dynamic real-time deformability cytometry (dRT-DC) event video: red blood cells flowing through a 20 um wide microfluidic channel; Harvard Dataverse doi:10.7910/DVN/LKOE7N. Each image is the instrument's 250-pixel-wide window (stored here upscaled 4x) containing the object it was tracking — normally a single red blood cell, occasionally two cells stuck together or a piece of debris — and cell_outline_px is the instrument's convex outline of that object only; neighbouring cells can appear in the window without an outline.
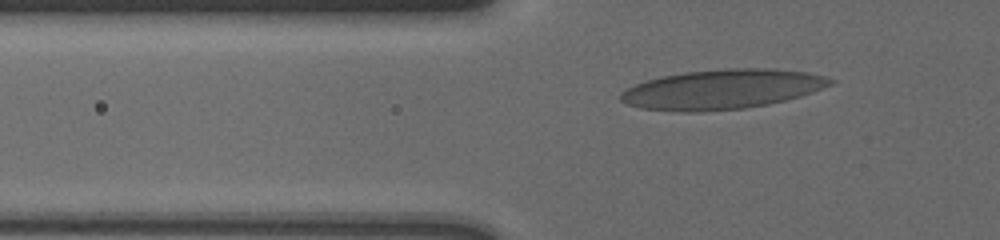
{"species": "human", "species_latin": "Homo sapiens", "temperature_condition": "cold", "stored_images_in_passage": 46, "camera_frame_rate_fps": 3000, "um_per_image_px": 0.085, "donor": {"sex": "male"}, "frame": {"image": 1, "passage_image": 14, "time_ms": 4.333, "image_size_px": [1000, 240], "cell_outline_px": [[836, 80], [832, 84], [812, 92], [800, 96], [768, 104], [744, 108], [700, 112], [684, 112], [640, 108], [628, 104], [620, 100], [620, 92], [636, 84], [660, 76], [684, 72], [724, 68], [764, 68], [808, 72], [824, 76]], "centroid_in_image_um": [61.37, 7.58], "position_along_channel_um": 64.4, "area_um2": 48.38}}
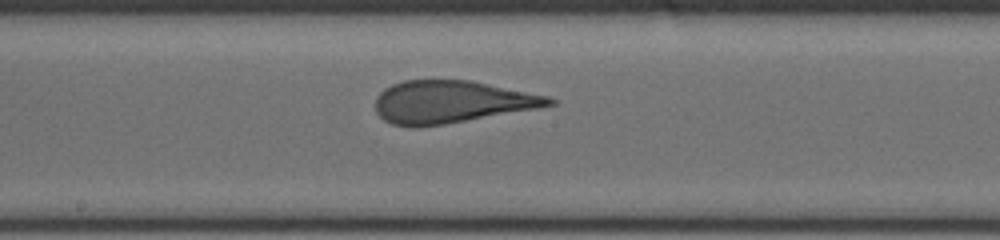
{"frame": {"image": 2, "passage_image": 27, "time_ms": 8.667, "image_size_px": [1000, 240], "cell_outline_px": [[556, 104], [540, 108], [444, 124], [416, 128], [392, 124], [384, 120], [376, 112], [376, 96], [384, 88], [392, 84], [404, 80], [472, 80], [548, 96], [556, 100]], "centroid_in_image_um": [38.37, 8.66], "position_along_channel_um": 209.8, "area_um2": 43.12}}
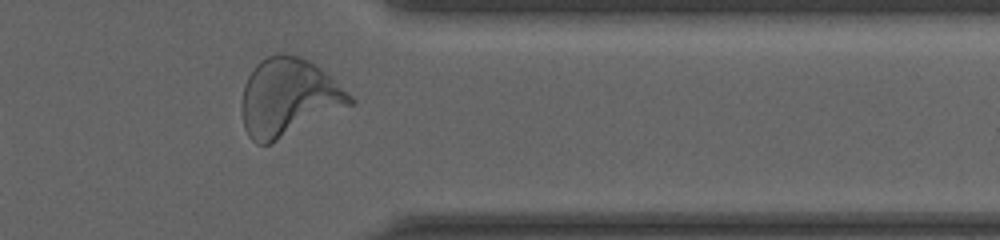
{"frame": {"image": 3, "passage_image": 42, "time_ms": 13.667, "image_size_px": [1000, 240], "cell_outline_px": [[356, 100], [352, 104], [268, 144], [256, 144], [248, 136], [244, 128], [244, 84], [248, 76], [256, 64], [260, 60], [276, 52], [284, 52], [300, 56], [308, 60], [320, 68], [352, 96]], "centroid_in_image_um": [24.51, 8.24], "position_along_channel_um": 386.9, "area_um2": 48.03}, "authors_computed_cell_mechanics": {"area_um2": 44.0725, "velocity_mm_per_s": 3.607, "shape_relaxation_time_tau1_ms": 4.9096, "shape_relaxation_time_tau2_ms": null, "deformation_change_tau1": 0.2009, "deformation_change_tau2": null}}